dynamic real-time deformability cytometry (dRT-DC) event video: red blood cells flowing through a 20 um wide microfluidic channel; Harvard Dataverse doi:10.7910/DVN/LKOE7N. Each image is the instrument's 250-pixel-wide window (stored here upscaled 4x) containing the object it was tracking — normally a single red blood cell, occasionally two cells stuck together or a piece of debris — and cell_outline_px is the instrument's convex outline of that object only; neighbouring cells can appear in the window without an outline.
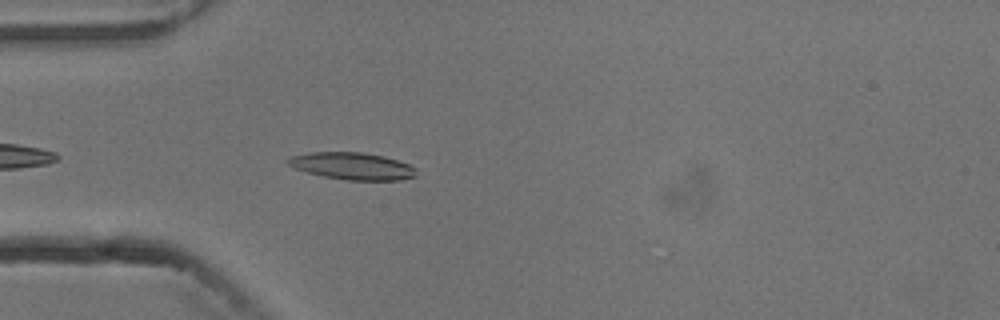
{"species": "common noctule bat (a hibernating species)", "species_latin": "Nyctalus noctula", "temperature_condition": "cold", "stored_images_in_passage": 5, "camera_frame_rate_fps": 3000, "um_per_image_px": 0.085, "animal": {"sex": "male", "body_mass_g": 13.3}, "frame": {"image": 1, "passage_image": 5, "time_ms": 4.667, "image_size_px": [1000, 320], "cell_outline_px": [[416, 176], [400, 180], [348, 180], [324, 176], [308, 172], [296, 168], [288, 164], [284, 160], [292, 156], [312, 152], [360, 152], [384, 156], [408, 164], [416, 168]], "centroid_in_image_um": [29.96, 14.11], "position_along_channel_um": 55.0, "area_um2": 20.06}}